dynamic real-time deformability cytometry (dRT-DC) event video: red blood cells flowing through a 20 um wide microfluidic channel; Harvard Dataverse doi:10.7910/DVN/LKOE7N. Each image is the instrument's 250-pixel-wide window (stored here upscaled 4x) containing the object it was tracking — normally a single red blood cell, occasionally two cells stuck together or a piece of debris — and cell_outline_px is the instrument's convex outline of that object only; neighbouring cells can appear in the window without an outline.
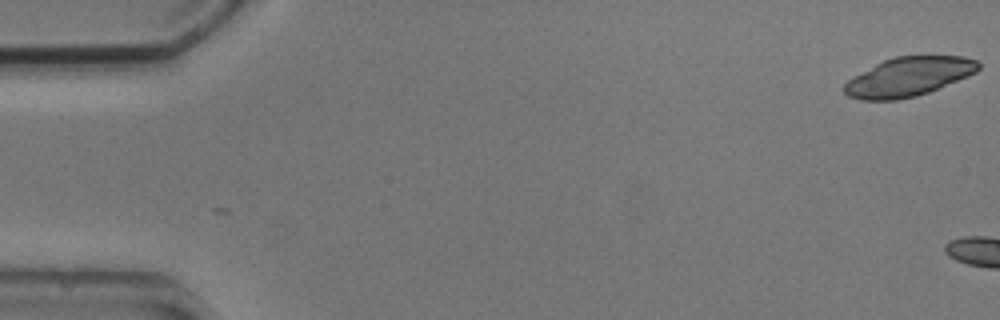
{"species": "common noctule bat (a hibernating species)", "species_latin": "Nyctalus noctula", "temperature_condition": "cold", "stored_images_in_passage": 2, "camera_frame_rate_fps": 3000, "um_per_image_px": 0.085, "animal": {"sex": "male", "body_mass_g": 20.5, "forearm_length_mm": 52.5}, "frame": {"image": 1, "passage_image": 2, "time_ms": 1.0, "image_size_px": [1000, 320], "cell_outline_px": [[980, 68], [976, 72], [968, 76], [928, 92], [916, 96], [896, 100], [860, 100], [848, 96], [844, 92], [844, 84], [848, 80], [876, 64], [884, 60], [896, 56], [964, 56], [976, 60], [980, 64]], "centroid_in_image_um": [77.24, 6.53], "position_along_channel_um": 7.8, "area_um2": 30.23}}